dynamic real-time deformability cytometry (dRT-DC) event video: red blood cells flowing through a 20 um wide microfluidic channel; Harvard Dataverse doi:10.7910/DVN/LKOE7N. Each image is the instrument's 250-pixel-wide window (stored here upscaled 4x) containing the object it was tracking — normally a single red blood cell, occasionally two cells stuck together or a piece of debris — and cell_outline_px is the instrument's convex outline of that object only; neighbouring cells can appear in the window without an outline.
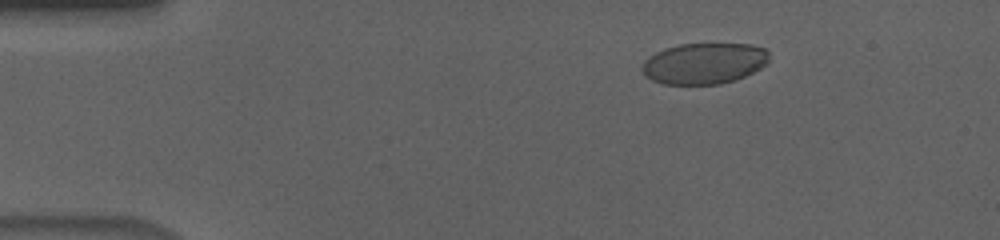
{"species": "human", "species_latin": "Homo sapiens", "temperature_condition": "cold", "stored_images_in_passage": 52, "camera_frame_rate_fps": 3000, "um_per_image_px": 0.085, "donor": {"sex": "male"}, "frame": {"image": 1, "passage_image": 4, "time_ms": 1.0, "image_size_px": [1000, 240], "cell_outline_px": [[768, 64], [736, 80], [720, 84], [660, 84], [644, 76], [640, 68], [644, 60], [648, 56], [664, 48], [680, 44], [752, 44], [764, 48], [768, 52]], "centroid_in_image_um": [59.81, 5.39], "position_along_channel_um": 25.2, "area_um2": 30.69}}
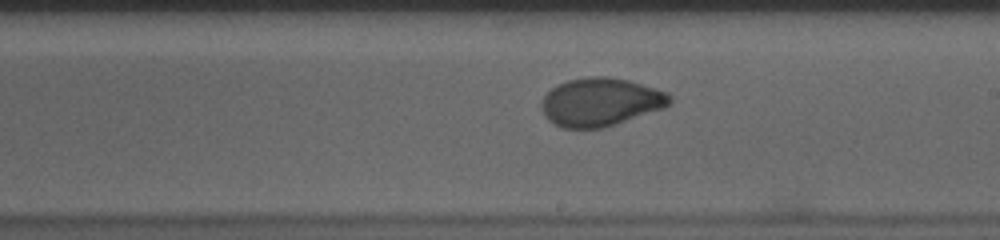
{"frame": {"image": 2, "passage_image": 28, "time_ms": 9.0, "image_size_px": [1000, 240], "cell_outline_px": [[672, 100], [664, 108], [604, 128], [560, 128], [552, 124], [544, 116], [540, 104], [544, 96], [556, 84], [568, 80], [588, 76], [608, 76], [628, 80], [668, 92], [672, 96]], "centroid_in_image_um": [51.02, 8.67], "position_along_channel_um": 238.0, "area_um2": 36.36}}
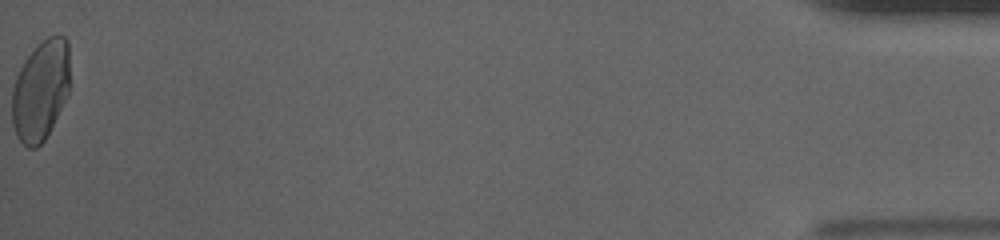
{"frame": {"image": 3, "passage_image": 52, "time_ms": 17.0, "image_size_px": [1000, 240], "cell_outline_px": [[68, 96], [44, 140], [36, 148], [28, 148], [16, 136], [12, 124], [12, 88], [16, 76], [24, 60], [36, 44], [48, 36], [56, 32], [64, 36], [68, 40]], "centroid_in_image_um": [3.44, 7.64], "position_along_channel_um": 431.8, "area_um2": 34.1}, "authors_computed_cell_mechanics": {"area_um2": 34.7378, "velocity_mm_per_s": 3.6329, "shape_relaxation_time_tau1_ms": 6.3744, "shape_relaxation_time_tau2_ms": null, "deformation_change_tau1": 0.1671, "deformation_change_tau2": null}}